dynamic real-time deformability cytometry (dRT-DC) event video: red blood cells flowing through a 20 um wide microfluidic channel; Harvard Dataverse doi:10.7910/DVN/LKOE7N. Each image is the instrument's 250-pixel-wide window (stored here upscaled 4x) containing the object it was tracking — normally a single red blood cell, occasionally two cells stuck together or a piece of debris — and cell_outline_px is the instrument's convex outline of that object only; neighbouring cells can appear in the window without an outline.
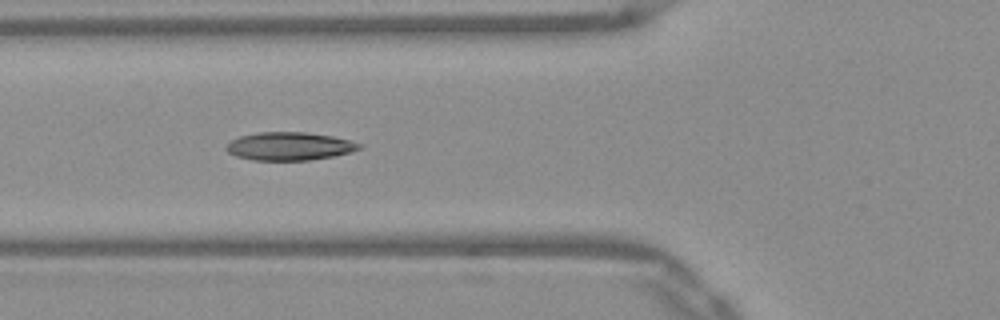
{"species": "Egyptian fruit bat (a non-hibernating species)", "species_latin": "Rousettus aegyptiacus", "temperature_condition": "warm", "stored_images_in_passage": 14, "camera_frame_rate_fps": 3000, "um_per_image_px": 0.085, "frame": {"image": 1, "passage_image": 7, "time_ms": 2.0, "image_size_px": [1000, 320], "cell_outline_px": [[364, 148], [352, 152], [332, 156], [308, 160], [252, 160], [236, 156], [228, 152], [224, 148], [232, 140], [240, 136], [256, 132], [308, 132], [332, 136], [364, 144]], "centroid_in_image_um": [24.63, 12.42], "position_along_channel_um": 101.2, "area_um2": 21.91}}
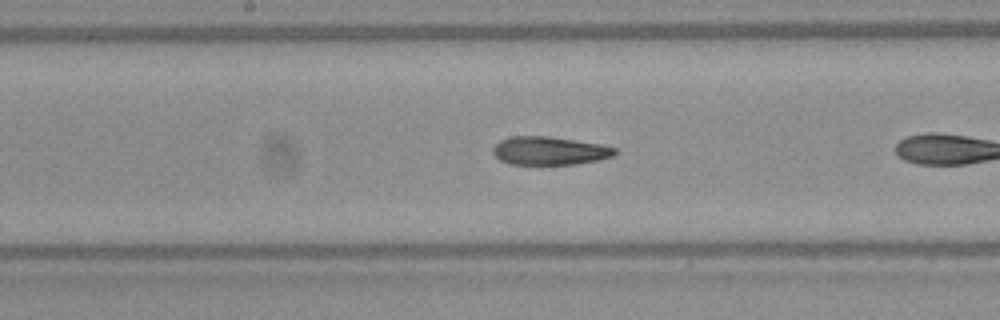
{"frame": {"image": 2, "passage_image": 12, "time_ms": 3.667, "image_size_px": [1000, 320], "cell_outline_px": [[616, 152], [612, 156], [596, 160], [576, 164], [508, 164], [500, 160], [492, 152], [492, 148], [500, 140], [512, 136], [548, 136], [600, 144], [616, 148]], "centroid_in_image_um": [46.66, 12.81], "position_along_channel_um": 201.5, "area_um2": 19.94}}